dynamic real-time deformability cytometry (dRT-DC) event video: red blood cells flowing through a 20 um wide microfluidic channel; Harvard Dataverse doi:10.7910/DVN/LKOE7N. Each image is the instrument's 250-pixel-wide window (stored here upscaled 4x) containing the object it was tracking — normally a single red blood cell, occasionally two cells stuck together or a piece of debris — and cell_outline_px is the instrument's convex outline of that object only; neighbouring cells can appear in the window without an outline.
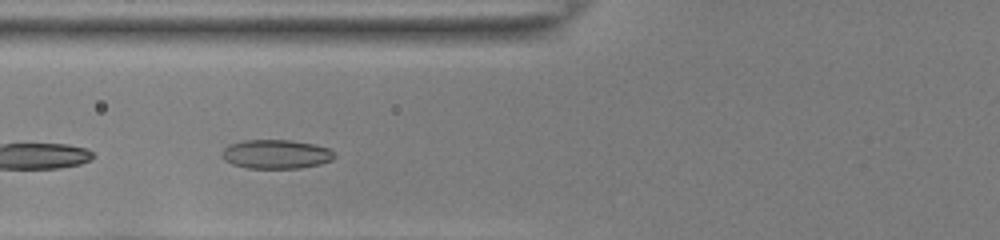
{"species": "common noctule bat (a hibernating species)", "species_latin": "Nyctalus noctula", "temperature_condition": "room temperature", "stored_images_in_passage": 35, "camera_frame_rate_fps": 3000, "um_per_image_px": 0.085, "animal": {"sex": "female", "body_mass_g": 22.0, "forearm_length_mm": 56.7}, "frame": {"image": 1, "passage_image": 4, "time_ms": 1.0, "image_size_px": [1000, 240], "cell_outline_px": [[336, 156], [332, 160], [320, 164], [300, 168], [248, 168], [232, 164], [224, 160], [220, 156], [224, 148], [228, 144], [244, 140], [292, 140], [316, 144], [328, 148]], "centroid_in_image_um": [23.45, 13.1], "position_along_channel_um": 102.4, "area_um2": 19.19}}
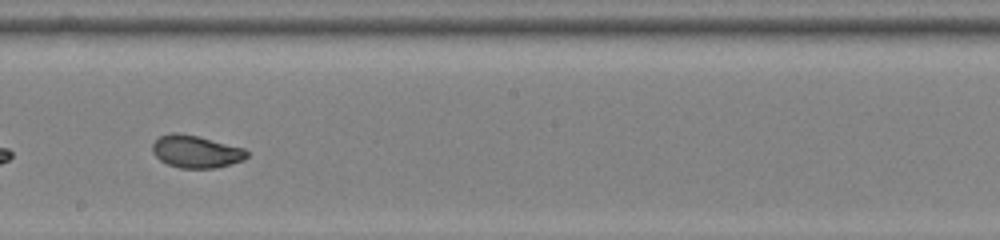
{"frame": {"image": 2, "passage_image": 14, "time_ms": 4.333, "image_size_px": [1000, 240], "cell_outline_px": [[248, 156], [244, 160], [216, 168], [180, 168], [168, 164], [160, 160], [152, 152], [152, 144], [160, 136], [172, 132], [176, 132], [196, 136], [244, 148], [248, 152]], "centroid_in_image_um": [16.65, 12.89], "position_along_channel_um": 231.5, "area_um2": 17.74}}
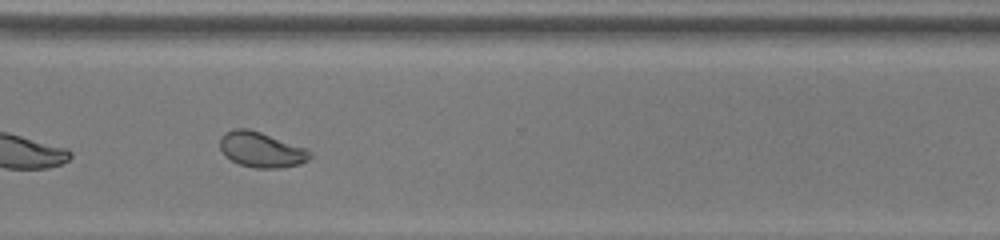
{"frame": {"image": 3, "passage_image": 23, "time_ms": 7.333, "image_size_px": [1000, 240], "cell_outline_px": [[312, 156], [308, 160], [300, 164], [280, 168], [256, 168], [240, 164], [224, 156], [220, 148], [220, 140], [224, 132], [236, 128], [248, 128], [308, 148], [312, 152]], "centroid_in_image_um": [22.23, 12.72], "position_along_channel_um": 348.4, "area_um2": 18.67}, "authors_computed_cell_mechanics": {"area_um2": 18.2648, "velocity_mm_per_s": 3.8783, "shape_relaxation_time_tau1_ms": 4.6007, "shape_relaxation_time_tau2_ms": 0.8454, "deformation_change_tau1": 0.143, "deformation_change_tau2": 0.043}}